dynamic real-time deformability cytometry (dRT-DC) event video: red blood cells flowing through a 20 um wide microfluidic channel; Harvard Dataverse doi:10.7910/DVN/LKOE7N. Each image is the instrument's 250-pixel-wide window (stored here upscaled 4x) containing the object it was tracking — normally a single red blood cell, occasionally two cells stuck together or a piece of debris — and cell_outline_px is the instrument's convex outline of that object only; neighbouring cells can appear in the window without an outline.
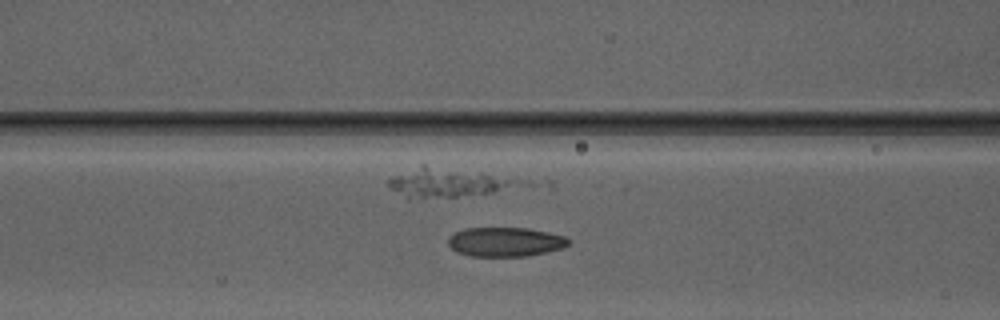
{"species": "Egyptian fruit bat (a non-hibernating species)", "species_latin": "Rousettus aegyptiacus", "temperature_condition": "warm", "stored_images_in_passage": 44, "camera_frame_rate_fps": 3000, "um_per_image_px": 0.085, "animal": {"sex": "male"}, "frame": {"image": 1, "passage_image": 22, "time_ms": 7.0, "image_size_px": [1000, 320], "cell_outline_px": [[568, 244], [560, 248], [528, 256], [468, 256], [456, 252], [448, 244], [448, 240], [456, 232], [464, 228], [528, 228], [548, 232], [564, 236], [568, 240]], "centroid_in_image_um": [42.91, 20.56], "position_along_channel_um": 123.7, "area_um2": 20.29}}
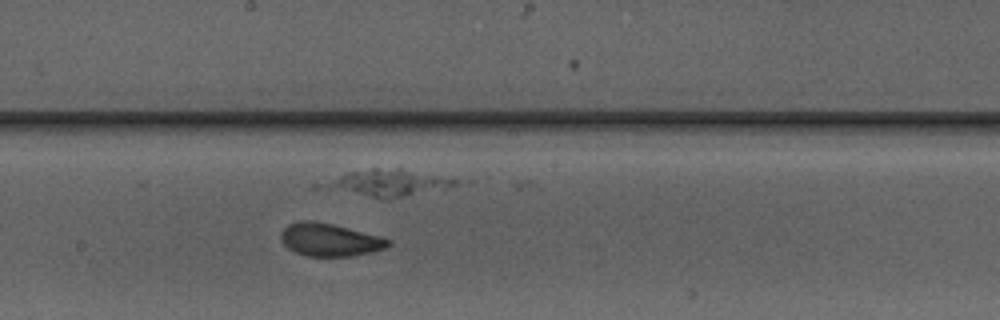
{"frame": {"image": 2, "passage_image": 29, "time_ms": 9.333, "image_size_px": [1000, 320], "cell_outline_px": [[392, 244], [388, 248], [372, 252], [352, 256], [308, 256], [296, 252], [288, 248], [280, 240], [280, 232], [288, 224], [300, 220], [312, 220], [332, 224], [380, 236], [392, 240]], "centroid_in_image_um": [28.04, 20.38], "position_along_channel_um": 220.2, "area_um2": 20.69}}
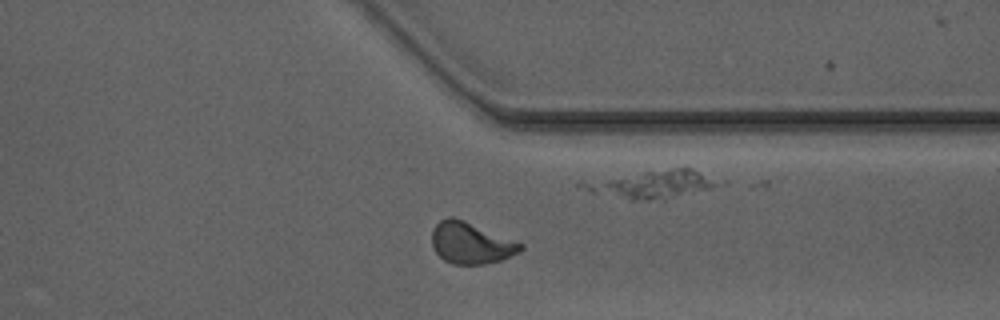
{"frame": {"image": 3, "passage_image": 40, "time_ms": 13.0, "image_size_px": [1000, 320], "cell_outline_px": [[524, 248], [520, 252], [500, 260], [484, 264], [452, 264], [444, 260], [432, 248], [432, 228], [440, 220], [448, 216], [452, 216], [464, 220], [524, 244]], "centroid_in_image_um": [40.01, 20.65], "position_along_channel_um": 371.4, "area_um2": 21.44}}